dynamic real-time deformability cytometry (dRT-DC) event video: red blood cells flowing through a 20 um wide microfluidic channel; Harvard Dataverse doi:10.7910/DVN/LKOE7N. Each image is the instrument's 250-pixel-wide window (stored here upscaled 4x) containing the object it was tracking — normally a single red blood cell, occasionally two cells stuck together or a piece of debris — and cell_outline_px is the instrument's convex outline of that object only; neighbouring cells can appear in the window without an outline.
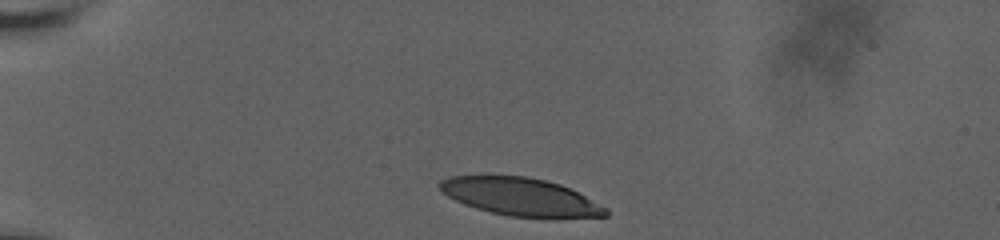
{"species": "human", "species_latin": "Homo sapiens", "temperature_condition": "room temperature", "stored_images_in_passage": 7, "camera_frame_rate_fps": 3000, "um_per_image_px": 0.085, "donor": {"sex": "male"}, "frame": {"image": 1, "passage_image": 1, "time_ms": 0.0, "image_size_px": [1000, 240], "cell_outline_px": [[608, 216], [512, 216], [492, 212], [476, 208], [464, 204], [448, 196], [436, 184], [440, 180], [452, 176], [484, 172], [488, 172], [524, 176], [544, 180], [560, 184], [608, 208]], "centroid_in_image_um": [44.1, 16.65], "position_along_channel_um": 40.9, "area_um2": 36.59}}
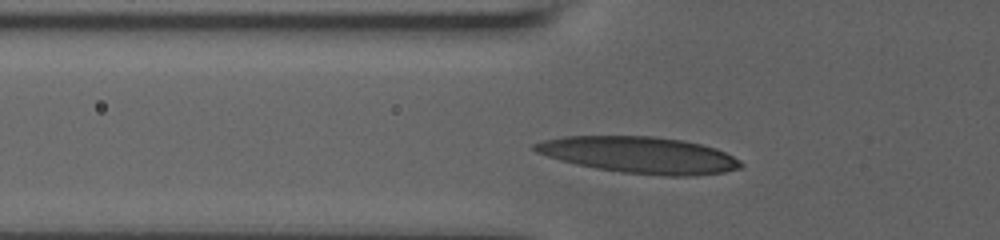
{"frame": {"image": 2, "passage_image": 6, "time_ms": 2.333, "image_size_px": [1000, 240], "cell_outline_px": [[744, 164], [740, 168], [724, 172], [696, 176], [664, 176], [620, 172], [596, 168], [576, 164], [560, 160], [536, 152], [532, 148], [532, 144], [544, 140], [564, 136], [656, 136], [684, 140], [716, 148], [740, 160]], "centroid_in_image_um": [54.37, 13.17], "position_along_channel_um": 71.4, "area_um2": 43.99}}